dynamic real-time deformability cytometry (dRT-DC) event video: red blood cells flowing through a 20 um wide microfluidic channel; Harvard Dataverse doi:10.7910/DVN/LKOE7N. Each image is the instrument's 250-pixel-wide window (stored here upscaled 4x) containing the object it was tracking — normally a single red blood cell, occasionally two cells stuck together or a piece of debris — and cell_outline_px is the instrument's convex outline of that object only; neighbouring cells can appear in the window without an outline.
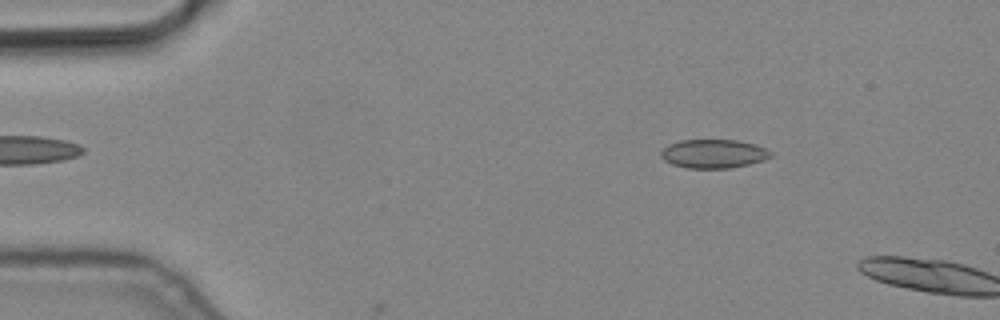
{"species": "common noctule bat (a hibernating species)", "species_latin": "Nyctalus noctula", "temperature_condition": "cold", "stored_images_in_passage": 3, "camera_frame_rate_fps": 3000, "um_per_image_px": 0.085, "animal": {"sex": "male", "body_mass_g": 19.2, "forearm_length_mm": 51.8}, "frame": {"image": 1, "passage_image": 2, "time_ms": 0.333, "image_size_px": [1000, 320], "cell_outline_px": [[772, 156], [764, 160], [748, 164], [728, 168], [688, 168], [672, 164], [664, 160], [660, 156], [660, 152], [668, 144], [680, 140], [736, 140], [756, 144], [768, 148], [772, 152]], "centroid_in_image_um": [60.67, 13.06], "position_along_channel_um": 24.3, "area_um2": 18.5}}